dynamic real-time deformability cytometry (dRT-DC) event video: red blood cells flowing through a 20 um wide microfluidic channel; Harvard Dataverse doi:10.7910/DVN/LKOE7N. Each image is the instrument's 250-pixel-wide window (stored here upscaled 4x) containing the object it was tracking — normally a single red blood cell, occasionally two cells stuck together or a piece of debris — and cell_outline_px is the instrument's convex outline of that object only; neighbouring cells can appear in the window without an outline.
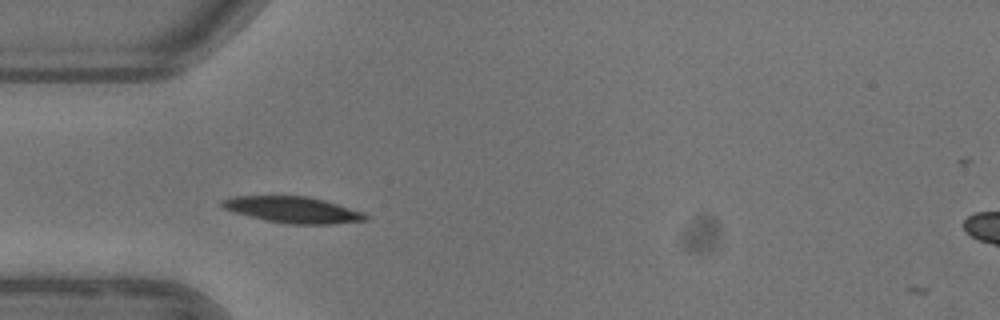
{"species": "common noctule bat (a hibernating species)", "species_latin": "Nyctalus noctula", "temperature_condition": "warm", "stored_images_in_passage": 39, "camera_frame_rate_fps": 3000, "um_per_image_px": 0.085, "animal": {"sex": "female"}, "frame": {"image": 1, "passage_image": 2, "time_ms": 0.333, "image_size_px": [1000, 320], "cell_outline_px": [[368, 220], [332, 224], [288, 224], [264, 220], [232, 212], [224, 208], [220, 204], [220, 200], [232, 196], [308, 196], [324, 200], [364, 212], [368, 216]], "centroid_in_image_um": [24.87, 17.83], "position_along_channel_um": 60.1, "area_um2": 22.08}}
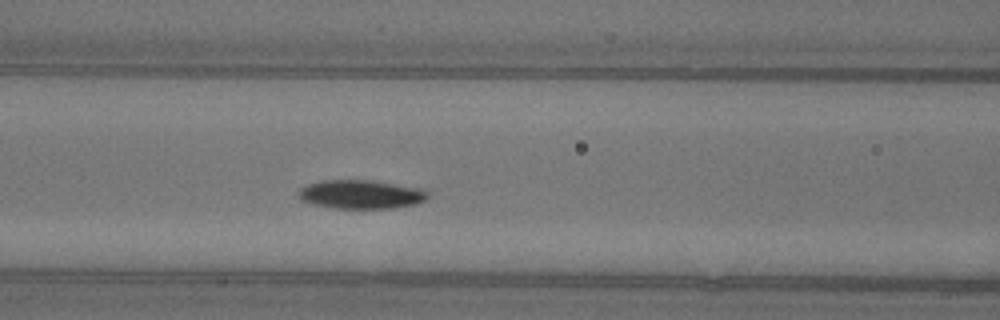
{"frame": {"image": 2, "passage_image": 8, "time_ms": 2.333, "image_size_px": [1000, 320], "cell_outline_px": [[428, 196], [424, 200], [416, 204], [392, 208], [332, 208], [312, 204], [300, 200], [300, 188], [308, 184], [324, 180], [372, 180], [424, 188], [428, 192]], "centroid_in_image_um": [30.71, 16.51], "position_along_channel_um": 135.9, "area_um2": 21.73}}
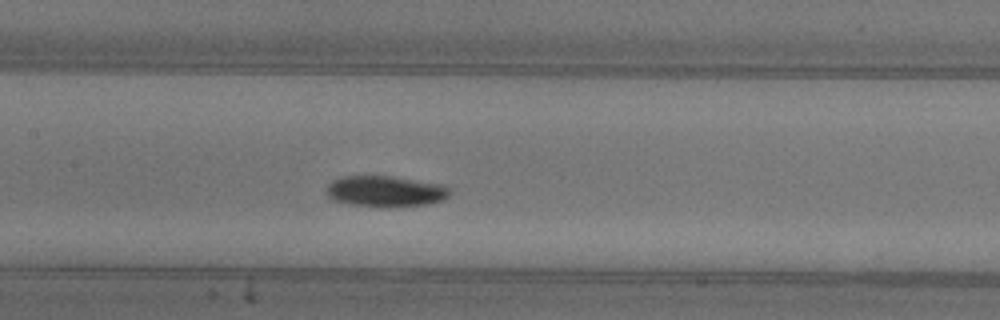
{"frame": {"image": 3, "passage_image": 11, "time_ms": 3.333, "image_size_px": [1000, 320], "cell_outline_px": [[452, 192], [448, 196], [440, 200], [428, 204], [388, 208], [380, 208], [352, 204], [336, 200], [328, 196], [324, 192], [328, 184], [332, 180], [340, 176], [392, 176], [444, 184]], "centroid_in_image_um": [32.75, 16.26], "position_along_channel_um": 174.6, "area_um2": 22.6}, "authors_computed_cell_mechanics": {"area_um2": 21.386, "velocity_mm_per_s": 3.8704, "shape_relaxation_time_tau1_ms": 2.9351, "shape_relaxation_time_tau2_ms": null, "deformation_change_tau1": 0.1375, "deformation_change_tau2": null}}